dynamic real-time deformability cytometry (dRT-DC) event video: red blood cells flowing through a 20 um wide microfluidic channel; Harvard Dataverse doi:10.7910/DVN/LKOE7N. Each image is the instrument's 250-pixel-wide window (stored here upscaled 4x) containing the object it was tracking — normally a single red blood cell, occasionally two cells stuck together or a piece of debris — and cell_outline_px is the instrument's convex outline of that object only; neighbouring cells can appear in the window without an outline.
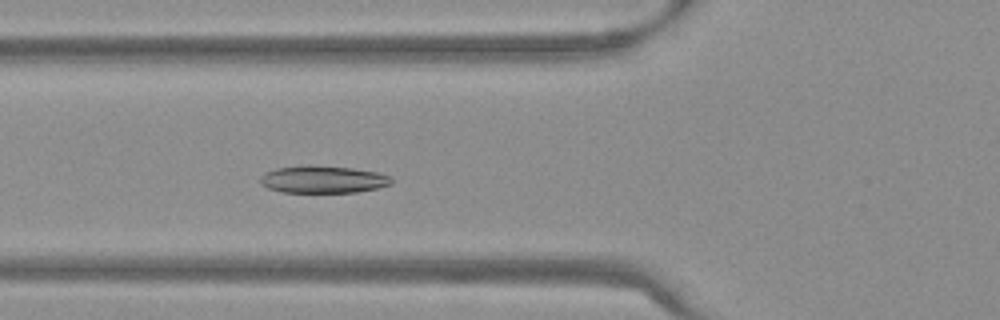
{"species": "Egyptian fruit bat (a non-hibernating species)", "species_latin": "Rousettus aegyptiacus", "temperature_condition": "warm", "stored_images_in_passage": 40, "camera_frame_rate_fps": 3000, "um_per_image_px": 0.085, "frame": {"image": 1, "passage_image": 6, "time_ms": 1.667, "image_size_px": [1000, 320], "cell_outline_px": [[392, 184], [376, 188], [356, 192], [280, 192], [268, 188], [260, 184], [260, 176], [264, 172], [276, 168], [308, 164], [352, 168], [376, 172], [392, 176]], "centroid_in_image_um": [27.42, 15.24], "position_along_channel_um": 98.4, "area_um2": 21.1}}
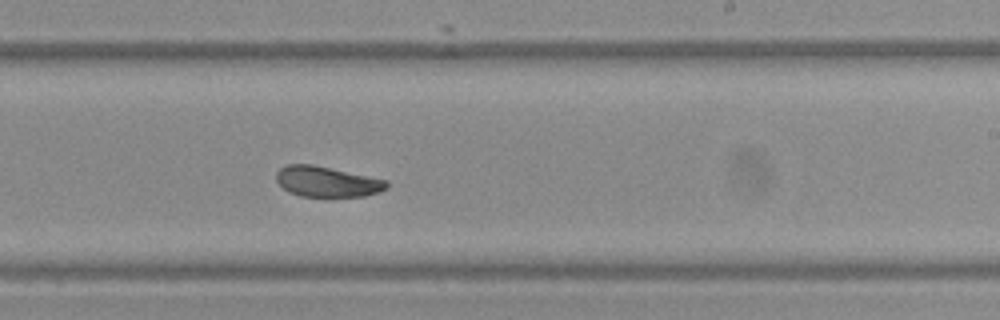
{"frame": {"image": 2, "passage_image": 19, "time_ms": 6.0, "image_size_px": [1000, 320], "cell_outline_px": [[388, 188], [364, 196], [300, 196], [288, 192], [276, 180], [276, 172], [280, 168], [288, 164], [312, 164], [388, 180]], "centroid_in_image_um": [27.78, 15.43], "position_along_channel_um": 261.2, "area_um2": 19.48}}
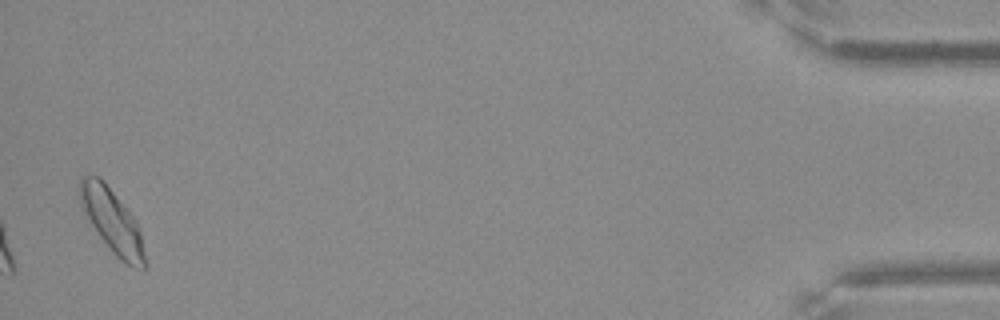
{"frame": {"image": 3, "passage_image": 39, "time_ms": 12.667, "image_size_px": [1000, 320], "cell_outline_px": [[148, 268], [144, 272], [132, 268], [120, 260], [112, 252], [100, 236], [84, 212], [80, 204], [80, 180], [84, 176], [100, 176], [136, 220], [140, 232], [148, 264]], "centroid_in_image_um": [9.6, 18.88], "position_along_channel_um": 425.6, "area_um2": 24.1}, "authors_computed_cell_mechanics": {"area_um2": 21.0681, "velocity_mm_per_s": 3.7509, "shape_relaxation_time_tau1_ms": 3.5625, "shape_relaxation_time_tau2_ms": 2.1282, "deformation_change_tau1": 0.1158, "deformation_change_tau2": 0.0666}}